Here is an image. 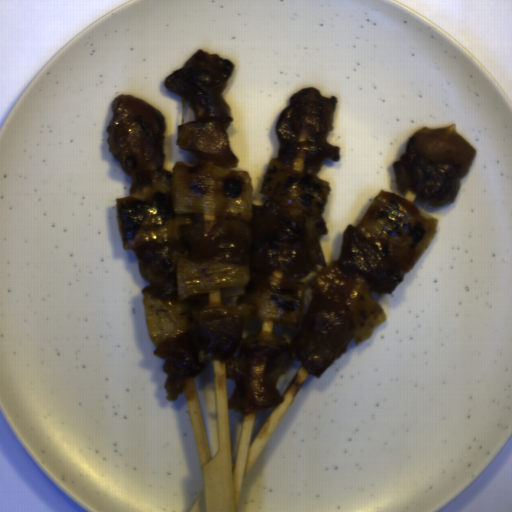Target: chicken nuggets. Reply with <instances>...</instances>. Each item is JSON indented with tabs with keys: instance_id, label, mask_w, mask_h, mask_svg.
<instances>
[{
	"instance_id": "obj_1",
	"label": "chicken nuggets",
	"mask_w": 512,
	"mask_h": 512,
	"mask_svg": "<svg viewBox=\"0 0 512 512\" xmlns=\"http://www.w3.org/2000/svg\"><path fill=\"white\" fill-rule=\"evenodd\" d=\"M353 326L347 307L317 295L291 336L265 332L246 336L239 316L204 319L187 331L160 338L152 354L166 357L163 390L171 400L182 393L187 378L198 376L208 361L222 359L225 372L234 381L227 404L244 414L284 402L275 380L291 360L320 376L345 353Z\"/></svg>"
},
{
	"instance_id": "obj_2",
	"label": "chicken nuggets",
	"mask_w": 512,
	"mask_h": 512,
	"mask_svg": "<svg viewBox=\"0 0 512 512\" xmlns=\"http://www.w3.org/2000/svg\"><path fill=\"white\" fill-rule=\"evenodd\" d=\"M180 238L138 244L139 272L151 287L145 293L159 300H179L176 260L245 263L249 272L299 282L314 270L302 218L269 201L251 207V223L215 217L179 227Z\"/></svg>"
},
{
	"instance_id": "obj_3",
	"label": "chicken nuggets",
	"mask_w": 512,
	"mask_h": 512,
	"mask_svg": "<svg viewBox=\"0 0 512 512\" xmlns=\"http://www.w3.org/2000/svg\"><path fill=\"white\" fill-rule=\"evenodd\" d=\"M234 64L215 53L197 50L177 71L170 73L165 89L187 98L195 112V121L179 125L175 144L215 167L238 166L227 138L233 121L222 93Z\"/></svg>"
},
{
	"instance_id": "obj_4",
	"label": "chicken nuggets",
	"mask_w": 512,
	"mask_h": 512,
	"mask_svg": "<svg viewBox=\"0 0 512 512\" xmlns=\"http://www.w3.org/2000/svg\"><path fill=\"white\" fill-rule=\"evenodd\" d=\"M113 117L105 132L108 151L131 180L129 194L138 195L156 182L172 185L166 171V119L155 107L132 94H121L111 103Z\"/></svg>"
},
{
	"instance_id": "obj_5",
	"label": "chicken nuggets",
	"mask_w": 512,
	"mask_h": 512,
	"mask_svg": "<svg viewBox=\"0 0 512 512\" xmlns=\"http://www.w3.org/2000/svg\"><path fill=\"white\" fill-rule=\"evenodd\" d=\"M289 103L279 113L275 128L280 140L279 160L296 171L317 176L325 159L341 160L340 147L327 142L328 133L334 130L332 122L338 100L304 87L290 96Z\"/></svg>"
},
{
	"instance_id": "obj_6",
	"label": "chicken nuggets",
	"mask_w": 512,
	"mask_h": 512,
	"mask_svg": "<svg viewBox=\"0 0 512 512\" xmlns=\"http://www.w3.org/2000/svg\"><path fill=\"white\" fill-rule=\"evenodd\" d=\"M336 263L347 274L363 279L369 294L391 293L405 276L386 240L351 226L344 228Z\"/></svg>"
},
{
	"instance_id": "obj_7",
	"label": "chicken nuggets",
	"mask_w": 512,
	"mask_h": 512,
	"mask_svg": "<svg viewBox=\"0 0 512 512\" xmlns=\"http://www.w3.org/2000/svg\"><path fill=\"white\" fill-rule=\"evenodd\" d=\"M398 190L408 188L428 205L447 206L460 183V168L432 160L418 153L411 136L400 159L393 163Z\"/></svg>"
}]
</instances>
